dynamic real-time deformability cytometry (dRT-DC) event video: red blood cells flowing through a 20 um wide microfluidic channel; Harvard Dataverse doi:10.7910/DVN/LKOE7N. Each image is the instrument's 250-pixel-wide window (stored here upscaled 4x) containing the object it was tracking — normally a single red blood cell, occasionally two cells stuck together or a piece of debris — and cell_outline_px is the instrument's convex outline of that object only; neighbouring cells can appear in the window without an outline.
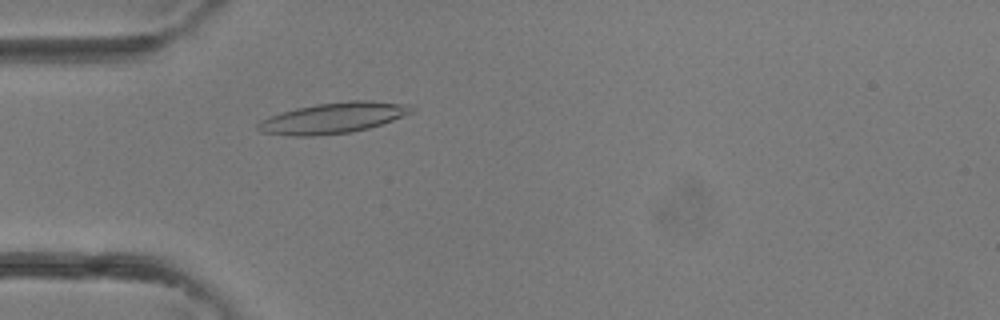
{"species": "common noctule bat (a hibernating species)", "species_latin": "Nyctalus noctula", "temperature_condition": "room temperature", "stored_images_in_passage": 3, "camera_frame_rate_fps": 3000, "um_per_image_px": 0.085, "animal": {"sex": "female"}, "frame": {"image": 1, "passage_image": 3, "time_ms": 0.667, "image_size_px": [1000, 320], "cell_outline_px": [[412, 112], [392, 120], [368, 128], [352, 132], [312, 136], [288, 136], [260, 132], [256, 128], [256, 124], [260, 120], [268, 116], [280, 112], [296, 108], [316, 104], [352, 100], [372, 100], [412, 104]], "centroid_in_image_um": [28.27, 10.02], "position_along_channel_um": 56.7, "area_um2": 27.74}}